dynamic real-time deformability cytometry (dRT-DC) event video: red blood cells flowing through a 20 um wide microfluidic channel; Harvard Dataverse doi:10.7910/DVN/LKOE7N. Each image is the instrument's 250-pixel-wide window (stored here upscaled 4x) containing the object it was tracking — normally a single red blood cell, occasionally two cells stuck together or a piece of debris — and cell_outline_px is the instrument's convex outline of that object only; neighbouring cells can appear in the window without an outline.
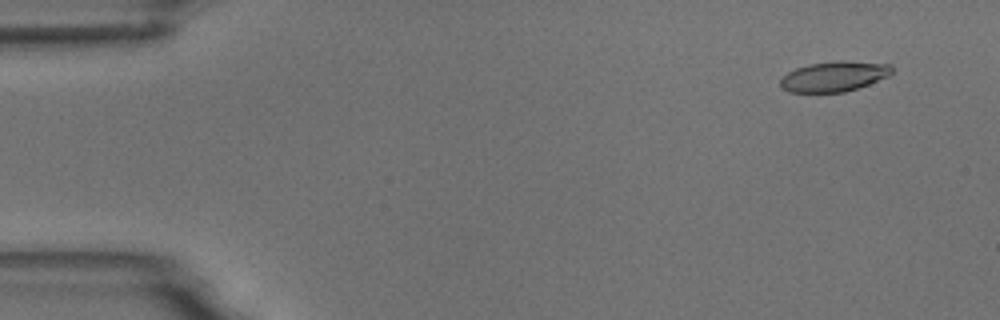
{"species": "common noctule bat (a hibernating species)", "species_latin": "Nyctalus noctula", "temperature_condition": "room temperature", "stored_images_in_passage": 6, "camera_frame_rate_fps": 3000, "um_per_image_px": 0.085, "animal": {"sex": "male", "body_mass_g": 18.8}, "frame": {"image": 1, "passage_image": 2, "time_ms": 1.0, "image_size_px": [1000, 320], "cell_outline_px": [[892, 72], [888, 76], [868, 84], [844, 92], [788, 92], [780, 88], [780, 80], [788, 72], [796, 68], [808, 64], [836, 60], [840, 60], [892, 64]], "centroid_in_image_um": [70.87, 6.48], "position_along_channel_um": 14.1, "area_um2": 19.65}}
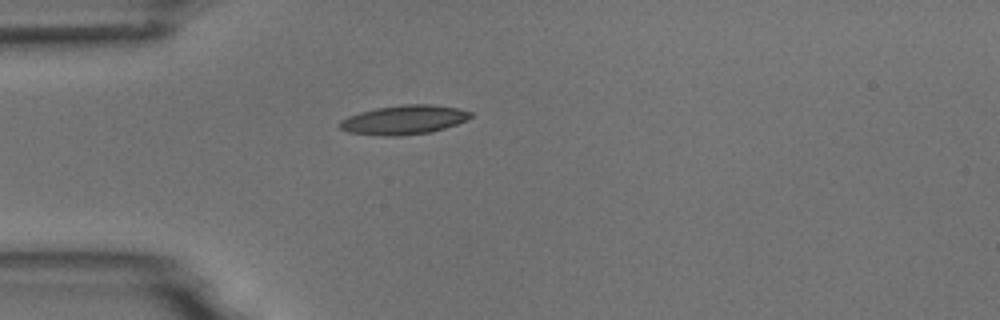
{"frame": {"image": 2, "passage_image": 5, "time_ms": 4.667, "image_size_px": [1000, 320], "cell_outline_px": [[472, 116], [456, 124], [432, 132], [400, 136], [384, 136], [348, 132], [340, 128], [340, 120], [348, 116], [360, 112], [376, 108], [404, 104], [432, 104], [456, 108], [472, 112]], "centroid_in_image_um": [34.32, 10.18], "position_along_channel_um": 50.7, "area_um2": 22.14}}